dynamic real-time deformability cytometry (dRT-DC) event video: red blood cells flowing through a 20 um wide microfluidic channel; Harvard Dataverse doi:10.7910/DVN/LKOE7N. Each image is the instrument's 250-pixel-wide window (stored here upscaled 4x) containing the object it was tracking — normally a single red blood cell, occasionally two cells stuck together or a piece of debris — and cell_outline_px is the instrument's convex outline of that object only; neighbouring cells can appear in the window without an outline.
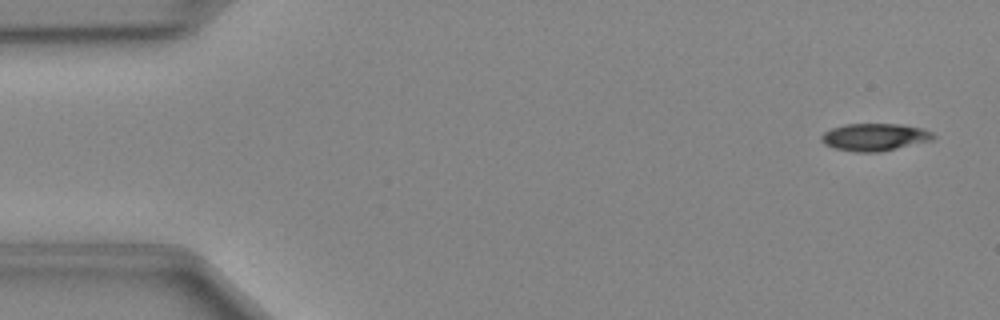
{"species": "Egyptian fruit bat (a non-hibernating species)", "species_latin": "Rousettus aegyptiacus", "temperature_condition": "cold", "stored_images_in_passage": 48, "camera_frame_rate_fps": 3000, "um_per_image_px": 0.085, "animal": {"sex": "female"}, "frame": {"image": 1, "passage_image": 2, "time_ms": 0.333, "image_size_px": [1000, 320], "cell_outline_px": [[936, 136], [932, 140], [880, 152], [856, 152], [836, 148], [824, 144], [820, 140], [820, 136], [824, 132], [832, 128], [844, 124], [900, 124], [924, 128], [932, 132]], "centroid_in_image_um": [74.35, 11.64], "position_along_channel_um": 10.7, "area_um2": 17.92}}
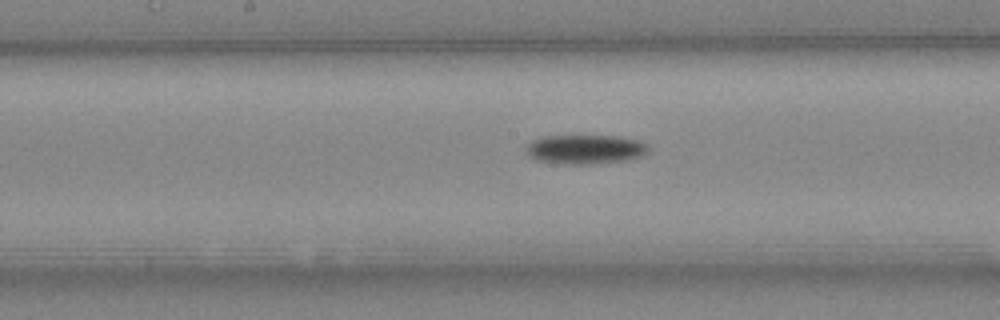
{"frame": {"image": 2, "passage_image": 24, "time_ms": 7.667, "image_size_px": [1000, 320], "cell_outline_px": [[648, 152], [644, 156], [628, 160], [596, 164], [568, 164], [536, 160], [524, 148], [532, 140], [540, 136], [620, 136], [640, 140], [648, 144]], "centroid_in_image_um": [49.81, 12.69], "position_along_channel_um": 198.4, "area_um2": 21.1}}
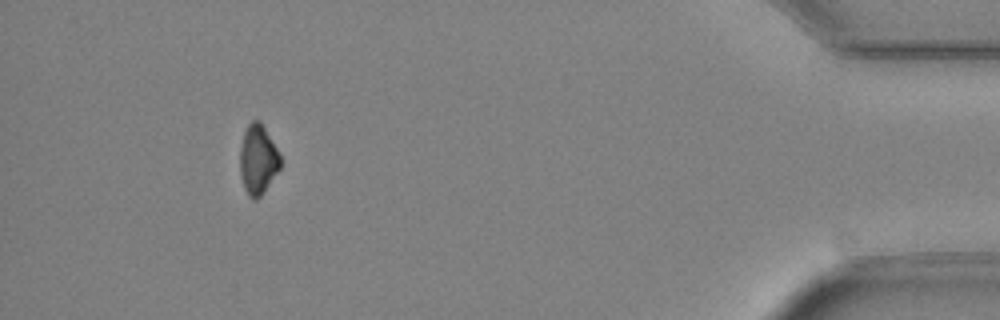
{"frame": {"image": 3, "passage_image": 44, "time_ms": 14.333, "image_size_px": [1000, 320], "cell_outline_px": [[280, 168], [260, 196], [256, 200], [252, 200], [248, 196], [244, 188], [240, 176], [240, 144], [244, 132], [248, 124], [252, 120], [260, 120], [280, 152]], "centroid_in_image_um": [21.91, 13.55], "position_along_channel_um": 413.3, "area_um2": 16.53}}